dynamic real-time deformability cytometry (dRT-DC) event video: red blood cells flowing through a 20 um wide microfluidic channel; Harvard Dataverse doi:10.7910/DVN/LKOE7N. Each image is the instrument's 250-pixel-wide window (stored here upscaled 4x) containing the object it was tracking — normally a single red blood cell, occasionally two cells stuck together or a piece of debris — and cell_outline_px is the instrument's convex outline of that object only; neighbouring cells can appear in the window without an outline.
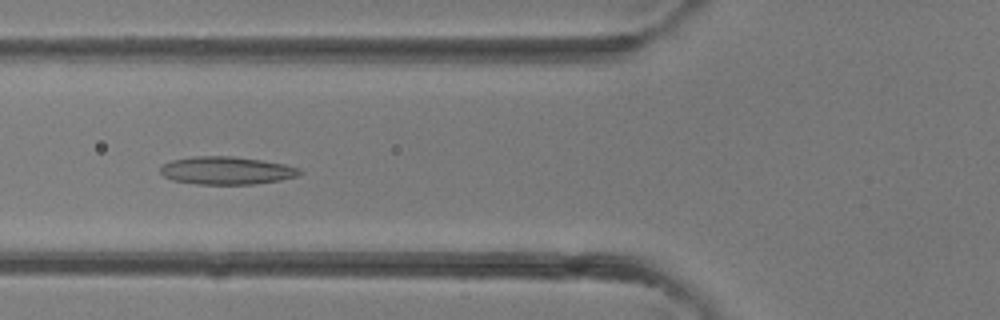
{"species": "common noctule bat (a hibernating species)", "species_latin": "Nyctalus noctula", "temperature_condition": "room temperature", "stored_images_in_passage": 38, "camera_frame_rate_fps": 3000, "um_per_image_px": 0.085, "animal": {"sex": "female"}, "frame": {"image": 1, "passage_image": 14, "time_ms": 4.333, "image_size_px": [1000, 320], "cell_outline_px": [[304, 172], [296, 176], [280, 180], [252, 184], [196, 184], [172, 180], [164, 176], [160, 172], [160, 168], [164, 164], [172, 160], [192, 156], [232, 156], [264, 160], [284, 164], [300, 168]], "centroid_in_image_um": [19.26, 14.49], "position_along_channel_um": 106.5, "area_um2": 22.66}}
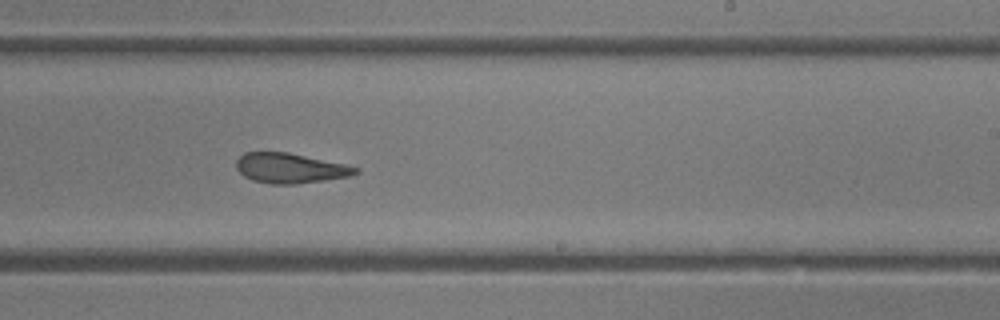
{"frame": {"image": 2, "passage_image": 23, "time_ms": 7.333, "image_size_px": [1000, 320], "cell_outline_px": [[360, 172], [352, 176], [296, 184], [272, 184], [252, 180], [244, 176], [236, 168], [236, 160], [244, 152], [288, 152], [344, 164], [360, 168]], "centroid_in_image_um": [24.67, 14.29], "position_along_channel_um": 264.3, "area_um2": 20.87}}
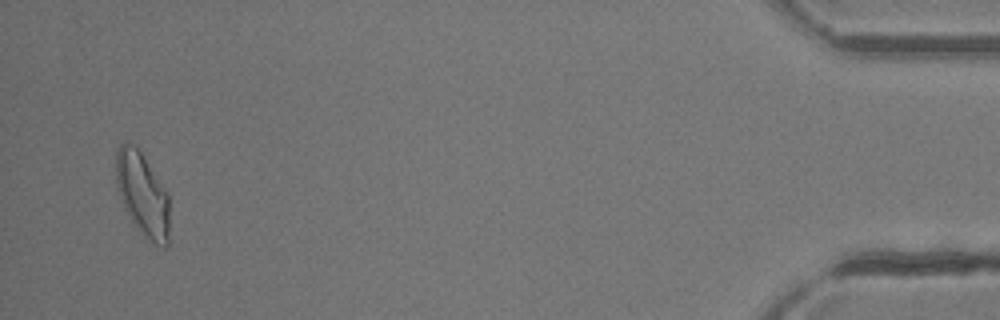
{"frame": {"image": 3, "passage_image": 37, "time_ms": 12.0, "image_size_px": [1000, 320], "cell_outline_px": [[168, 244], [164, 248], [156, 244], [144, 236], [132, 220], [124, 208], [116, 184], [116, 148], [124, 140], [136, 144], [168, 192]], "centroid_in_image_um": [12.1, 16.44], "position_along_channel_um": 423.1, "area_um2": 26.13}}